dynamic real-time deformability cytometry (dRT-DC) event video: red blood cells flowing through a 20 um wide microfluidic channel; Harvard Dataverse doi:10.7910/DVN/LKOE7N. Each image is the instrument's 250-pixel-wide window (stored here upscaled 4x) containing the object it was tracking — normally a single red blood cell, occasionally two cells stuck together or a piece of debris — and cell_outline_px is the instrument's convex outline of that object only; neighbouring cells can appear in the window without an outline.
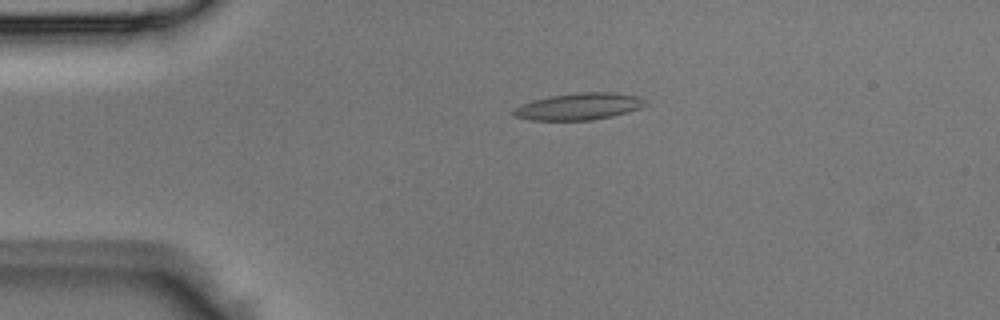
{"species": "Egyptian fruit bat (a non-hibernating species)", "species_latin": "Rousettus aegyptiacus", "temperature_condition": "room temperature", "stored_images_in_passage": 4, "camera_frame_rate_fps": 3000, "um_per_image_px": 0.085, "animal": {"sex": "male"}, "frame": {"image": 1, "passage_image": 2, "time_ms": 0.333, "image_size_px": [1000, 320], "cell_outline_px": [[648, 104], [640, 108], [612, 116], [592, 120], [532, 120], [516, 116], [512, 112], [516, 108], [524, 104], [536, 100], [552, 96], [580, 92], [612, 92], [640, 96]], "centroid_in_image_um": [49.29, 9.05], "position_along_channel_um": 35.7, "area_um2": 20.23}}